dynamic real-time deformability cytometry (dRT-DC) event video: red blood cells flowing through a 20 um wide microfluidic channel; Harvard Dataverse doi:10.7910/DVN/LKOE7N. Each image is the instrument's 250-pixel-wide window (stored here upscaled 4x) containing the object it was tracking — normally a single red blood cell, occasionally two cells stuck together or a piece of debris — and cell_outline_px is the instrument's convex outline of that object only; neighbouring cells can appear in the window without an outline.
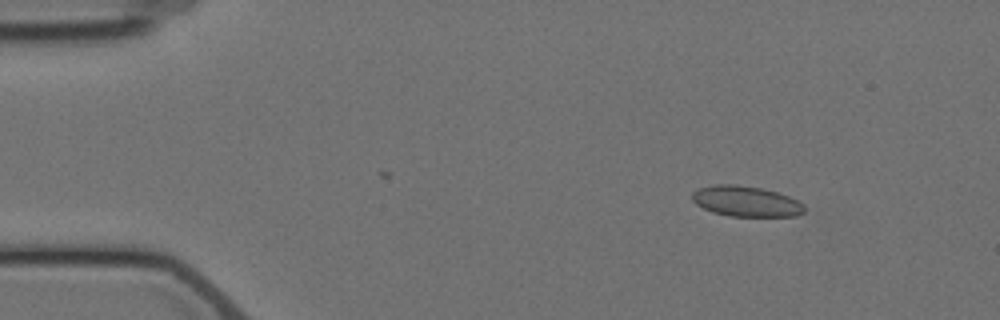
{"species": "Egyptian fruit bat (a non-hibernating species)", "species_latin": "Rousettus aegyptiacus", "temperature_condition": "cold", "stored_images_in_passage": 6, "camera_frame_rate_fps": 3000, "um_per_image_px": 0.085, "animal": {"sex": "female"}, "frame": {"image": 1, "passage_image": 3, "time_ms": 2.333, "image_size_px": [1000, 320], "cell_outline_px": [[804, 212], [796, 216], [728, 216], [712, 212], [696, 204], [692, 200], [692, 192], [700, 188], [716, 184], [736, 184], [760, 188], [776, 192], [788, 196], [804, 204]], "centroid_in_image_um": [63.4, 17.11], "position_along_channel_um": 21.6, "area_um2": 19.88}}
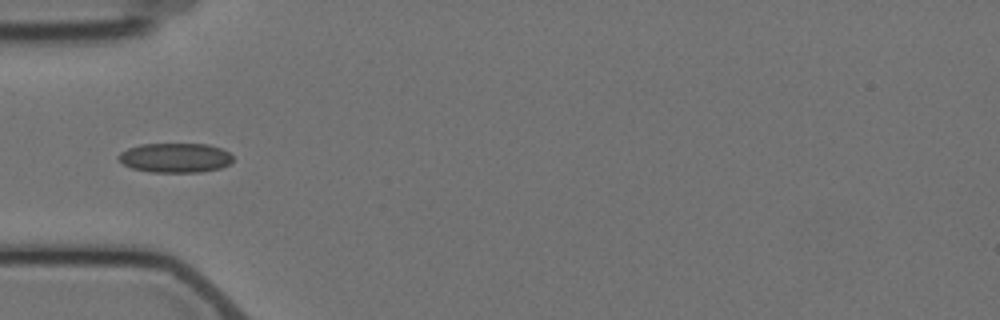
{"frame": {"image": 2, "passage_image": 6, "time_ms": 6.0, "image_size_px": [1000, 320], "cell_outline_px": [[232, 160], [228, 164], [220, 168], [200, 172], [148, 172], [132, 168], [124, 164], [116, 156], [120, 152], [128, 148], [140, 144], [208, 144], [220, 148], [228, 152], [232, 156]], "centroid_in_image_um": [14.86, 13.41], "position_along_channel_um": 70.1, "area_um2": 19.65}}